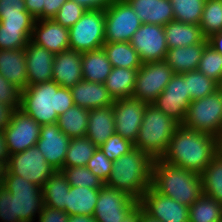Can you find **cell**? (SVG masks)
I'll return each mask as SVG.
<instances>
[{"label": "cell", "instance_id": "obj_60", "mask_svg": "<svg viewBox=\"0 0 222 222\" xmlns=\"http://www.w3.org/2000/svg\"><path fill=\"white\" fill-rule=\"evenodd\" d=\"M7 171V164L0 161V180H4L5 174Z\"/></svg>", "mask_w": 222, "mask_h": 222}, {"label": "cell", "instance_id": "obj_12", "mask_svg": "<svg viewBox=\"0 0 222 222\" xmlns=\"http://www.w3.org/2000/svg\"><path fill=\"white\" fill-rule=\"evenodd\" d=\"M41 125L21 109L13 110L9 124L2 130L9 155L36 146Z\"/></svg>", "mask_w": 222, "mask_h": 222}, {"label": "cell", "instance_id": "obj_34", "mask_svg": "<svg viewBox=\"0 0 222 222\" xmlns=\"http://www.w3.org/2000/svg\"><path fill=\"white\" fill-rule=\"evenodd\" d=\"M222 221V204L204 193L189 207V222Z\"/></svg>", "mask_w": 222, "mask_h": 222}, {"label": "cell", "instance_id": "obj_3", "mask_svg": "<svg viewBox=\"0 0 222 222\" xmlns=\"http://www.w3.org/2000/svg\"><path fill=\"white\" fill-rule=\"evenodd\" d=\"M154 159L146 152L133 148L113 161L107 187L127 193L136 200L151 187Z\"/></svg>", "mask_w": 222, "mask_h": 222}, {"label": "cell", "instance_id": "obj_23", "mask_svg": "<svg viewBox=\"0 0 222 222\" xmlns=\"http://www.w3.org/2000/svg\"><path fill=\"white\" fill-rule=\"evenodd\" d=\"M142 23L164 26L174 20L170 0H126Z\"/></svg>", "mask_w": 222, "mask_h": 222}, {"label": "cell", "instance_id": "obj_26", "mask_svg": "<svg viewBox=\"0 0 222 222\" xmlns=\"http://www.w3.org/2000/svg\"><path fill=\"white\" fill-rule=\"evenodd\" d=\"M207 45L208 40L205 38L196 45L168 49L164 61L170 66L174 74L197 70L202 53Z\"/></svg>", "mask_w": 222, "mask_h": 222}, {"label": "cell", "instance_id": "obj_58", "mask_svg": "<svg viewBox=\"0 0 222 222\" xmlns=\"http://www.w3.org/2000/svg\"><path fill=\"white\" fill-rule=\"evenodd\" d=\"M68 222H96V220L90 215H72L69 216Z\"/></svg>", "mask_w": 222, "mask_h": 222}, {"label": "cell", "instance_id": "obj_27", "mask_svg": "<svg viewBox=\"0 0 222 222\" xmlns=\"http://www.w3.org/2000/svg\"><path fill=\"white\" fill-rule=\"evenodd\" d=\"M163 27L168 49L196 45L205 39L199 25L172 20Z\"/></svg>", "mask_w": 222, "mask_h": 222}, {"label": "cell", "instance_id": "obj_25", "mask_svg": "<svg viewBox=\"0 0 222 222\" xmlns=\"http://www.w3.org/2000/svg\"><path fill=\"white\" fill-rule=\"evenodd\" d=\"M114 133L113 105L89 110L86 137L100 147Z\"/></svg>", "mask_w": 222, "mask_h": 222}, {"label": "cell", "instance_id": "obj_39", "mask_svg": "<svg viewBox=\"0 0 222 222\" xmlns=\"http://www.w3.org/2000/svg\"><path fill=\"white\" fill-rule=\"evenodd\" d=\"M218 86V82L207 77L199 70L187 72V92H189L192 101L217 91Z\"/></svg>", "mask_w": 222, "mask_h": 222}, {"label": "cell", "instance_id": "obj_40", "mask_svg": "<svg viewBox=\"0 0 222 222\" xmlns=\"http://www.w3.org/2000/svg\"><path fill=\"white\" fill-rule=\"evenodd\" d=\"M70 186L100 189L105 183L95 176L86 166L64 167L62 169Z\"/></svg>", "mask_w": 222, "mask_h": 222}, {"label": "cell", "instance_id": "obj_13", "mask_svg": "<svg viewBox=\"0 0 222 222\" xmlns=\"http://www.w3.org/2000/svg\"><path fill=\"white\" fill-rule=\"evenodd\" d=\"M191 102L189 92H187V72H185L174 74L152 104L182 125Z\"/></svg>", "mask_w": 222, "mask_h": 222}, {"label": "cell", "instance_id": "obj_62", "mask_svg": "<svg viewBox=\"0 0 222 222\" xmlns=\"http://www.w3.org/2000/svg\"><path fill=\"white\" fill-rule=\"evenodd\" d=\"M218 89H219V90H220V92L222 93V80L219 82Z\"/></svg>", "mask_w": 222, "mask_h": 222}, {"label": "cell", "instance_id": "obj_11", "mask_svg": "<svg viewBox=\"0 0 222 222\" xmlns=\"http://www.w3.org/2000/svg\"><path fill=\"white\" fill-rule=\"evenodd\" d=\"M7 170L11 174L21 176L41 188L55 171V169L46 162L45 157L37 146L10 155Z\"/></svg>", "mask_w": 222, "mask_h": 222}, {"label": "cell", "instance_id": "obj_59", "mask_svg": "<svg viewBox=\"0 0 222 222\" xmlns=\"http://www.w3.org/2000/svg\"><path fill=\"white\" fill-rule=\"evenodd\" d=\"M141 222H161L160 220L155 219L153 216H151L150 214H148L143 206H142V219Z\"/></svg>", "mask_w": 222, "mask_h": 222}, {"label": "cell", "instance_id": "obj_10", "mask_svg": "<svg viewBox=\"0 0 222 222\" xmlns=\"http://www.w3.org/2000/svg\"><path fill=\"white\" fill-rule=\"evenodd\" d=\"M173 75V70L164 60L143 63L136 76L132 98L152 104Z\"/></svg>", "mask_w": 222, "mask_h": 222}, {"label": "cell", "instance_id": "obj_7", "mask_svg": "<svg viewBox=\"0 0 222 222\" xmlns=\"http://www.w3.org/2000/svg\"><path fill=\"white\" fill-rule=\"evenodd\" d=\"M3 187L14 198L15 215L21 222H33L43 207L42 188L6 171ZM37 214V215H36Z\"/></svg>", "mask_w": 222, "mask_h": 222}, {"label": "cell", "instance_id": "obj_45", "mask_svg": "<svg viewBox=\"0 0 222 222\" xmlns=\"http://www.w3.org/2000/svg\"><path fill=\"white\" fill-rule=\"evenodd\" d=\"M112 164L113 161L109 160L98 147L94 155L89 159L86 167L90 169L95 176L106 183L111 174Z\"/></svg>", "mask_w": 222, "mask_h": 222}, {"label": "cell", "instance_id": "obj_43", "mask_svg": "<svg viewBox=\"0 0 222 222\" xmlns=\"http://www.w3.org/2000/svg\"><path fill=\"white\" fill-rule=\"evenodd\" d=\"M109 160L115 161L134 148V144L117 133L110 136L99 147Z\"/></svg>", "mask_w": 222, "mask_h": 222}, {"label": "cell", "instance_id": "obj_29", "mask_svg": "<svg viewBox=\"0 0 222 222\" xmlns=\"http://www.w3.org/2000/svg\"><path fill=\"white\" fill-rule=\"evenodd\" d=\"M70 184L62 170H55L42 186L43 204L66 213V199Z\"/></svg>", "mask_w": 222, "mask_h": 222}, {"label": "cell", "instance_id": "obj_61", "mask_svg": "<svg viewBox=\"0 0 222 222\" xmlns=\"http://www.w3.org/2000/svg\"><path fill=\"white\" fill-rule=\"evenodd\" d=\"M217 152L222 157V132L217 137Z\"/></svg>", "mask_w": 222, "mask_h": 222}, {"label": "cell", "instance_id": "obj_21", "mask_svg": "<svg viewBox=\"0 0 222 222\" xmlns=\"http://www.w3.org/2000/svg\"><path fill=\"white\" fill-rule=\"evenodd\" d=\"M52 80L58 85L69 89L82 81L81 53L69 49L55 54Z\"/></svg>", "mask_w": 222, "mask_h": 222}, {"label": "cell", "instance_id": "obj_2", "mask_svg": "<svg viewBox=\"0 0 222 222\" xmlns=\"http://www.w3.org/2000/svg\"><path fill=\"white\" fill-rule=\"evenodd\" d=\"M74 105L70 89L51 80L22 90L19 109L42 126L56 123L58 116Z\"/></svg>", "mask_w": 222, "mask_h": 222}, {"label": "cell", "instance_id": "obj_4", "mask_svg": "<svg viewBox=\"0 0 222 222\" xmlns=\"http://www.w3.org/2000/svg\"><path fill=\"white\" fill-rule=\"evenodd\" d=\"M151 187L163 196L190 207L203 194L201 174L155 159Z\"/></svg>", "mask_w": 222, "mask_h": 222}, {"label": "cell", "instance_id": "obj_28", "mask_svg": "<svg viewBox=\"0 0 222 222\" xmlns=\"http://www.w3.org/2000/svg\"><path fill=\"white\" fill-rule=\"evenodd\" d=\"M82 77L87 82L104 83L111 73L112 65L103 49L81 53Z\"/></svg>", "mask_w": 222, "mask_h": 222}, {"label": "cell", "instance_id": "obj_44", "mask_svg": "<svg viewBox=\"0 0 222 222\" xmlns=\"http://www.w3.org/2000/svg\"><path fill=\"white\" fill-rule=\"evenodd\" d=\"M87 10L73 0H67L59 9L53 20L63 27L70 28Z\"/></svg>", "mask_w": 222, "mask_h": 222}, {"label": "cell", "instance_id": "obj_35", "mask_svg": "<svg viewBox=\"0 0 222 222\" xmlns=\"http://www.w3.org/2000/svg\"><path fill=\"white\" fill-rule=\"evenodd\" d=\"M203 193L222 204V157L217 154L201 173Z\"/></svg>", "mask_w": 222, "mask_h": 222}, {"label": "cell", "instance_id": "obj_31", "mask_svg": "<svg viewBox=\"0 0 222 222\" xmlns=\"http://www.w3.org/2000/svg\"><path fill=\"white\" fill-rule=\"evenodd\" d=\"M98 196L99 189H91L84 186H70L66 199V213L69 216H93Z\"/></svg>", "mask_w": 222, "mask_h": 222}, {"label": "cell", "instance_id": "obj_17", "mask_svg": "<svg viewBox=\"0 0 222 222\" xmlns=\"http://www.w3.org/2000/svg\"><path fill=\"white\" fill-rule=\"evenodd\" d=\"M139 203L144 210L161 222H189V207L163 196L150 187Z\"/></svg>", "mask_w": 222, "mask_h": 222}, {"label": "cell", "instance_id": "obj_14", "mask_svg": "<svg viewBox=\"0 0 222 222\" xmlns=\"http://www.w3.org/2000/svg\"><path fill=\"white\" fill-rule=\"evenodd\" d=\"M143 63L163 61L168 51L164 27L142 23L131 41Z\"/></svg>", "mask_w": 222, "mask_h": 222}, {"label": "cell", "instance_id": "obj_9", "mask_svg": "<svg viewBox=\"0 0 222 222\" xmlns=\"http://www.w3.org/2000/svg\"><path fill=\"white\" fill-rule=\"evenodd\" d=\"M104 14L105 42H130L142 24L126 0H114Z\"/></svg>", "mask_w": 222, "mask_h": 222}, {"label": "cell", "instance_id": "obj_51", "mask_svg": "<svg viewBox=\"0 0 222 222\" xmlns=\"http://www.w3.org/2000/svg\"><path fill=\"white\" fill-rule=\"evenodd\" d=\"M67 0H45L43 5V20L53 19Z\"/></svg>", "mask_w": 222, "mask_h": 222}, {"label": "cell", "instance_id": "obj_38", "mask_svg": "<svg viewBox=\"0 0 222 222\" xmlns=\"http://www.w3.org/2000/svg\"><path fill=\"white\" fill-rule=\"evenodd\" d=\"M170 2L174 20L186 24H200L205 0H170Z\"/></svg>", "mask_w": 222, "mask_h": 222}, {"label": "cell", "instance_id": "obj_56", "mask_svg": "<svg viewBox=\"0 0 222 222\" xmlns=\"http://www.w3.org/2000/svg\"><path fill=\"white\" fill-rule=\"evenodd\" d=\"M207 40L208 45L222 54V32L211 35L209 38H207Z\"/></svg>", "mask_w": 222, "mask_h": 222}, {"label": "cell", "instance_id": "obj_18", "mask_svg": "<svg viewBox=\"0 0 222 222\" xmlns=\"http://www.w3.org/2000/svg\"><path fill=\"white\" fill-rule=\"evenodd\" d=\"M70 141L71 138L62 133L56 122L41 126L36 146L50 166L55 170H62Z\"/></svg>", "mask_w": 222, "mask_h": 222}, {"label": "cell", "instance_id": "obj_63", "mask_svg": "<svg viewBox=\"0 0 222 222\" xmlns=\"http://www.w3.org/2000/svg\"><path fill=\"white\" fill-rule=\"evenodd\" d=\"M3 187V180H0V190Z\"/></svg>", "mask_w": 222, "mask_h": 222}, {"label": "cell", "instance_id": "obj_41", "mask_svg": "<svg viewBox=\"0 0 222 222\" xmlns=\"http://www.w3.org/2000/svg\"><path fill=\"white\" fill-rule=\"evenodd\" d=\"M33 29H12L0 25V50L24 49L31 39Z\"/></svg>", "mask_w": 222, "mask_h": 222}, {"label": "cell", "instance_id": "obj_30", "mask_svg": "<svg viewBox=\"0 0 222 222\" xmlns=\"http://www.w3.org/2000/svg\"><path fill=\"white\" fill-rule=\"evenodd\" d=\"M138 70L139 68L112 67L104 85L113 100L132 98Z\"/></svg>", "mask_w": 222, "mask_h": 222}, {"label": "cell", "instance_id": "obj_53", "mask_svg": "<svg viewBox=\"0 0 222 222\" xmlns=\"http://www.w3.org/2000/svg\"><path fill=\"white\" fill-rule=\"evenodd\" d=\"M86 10H105L114 0H73Z\"/></svg>", "mask_w": 222, "mask_h": 222}, {"label": "cell", "instance_id": "obj_8", "mask_svg": "<svg viewBox=\"0 0 222 222\" xmlns=\"http://www.w3.org/2000/svg\"><path fill=\"white\" fill-rule=\"evenodd\" d=\"M105 44L104 10H87L69 28V47L76 52H87L102 48Z\"/></svg>", "mask_w": 222, "mask_h": 222}, {"label": "cell", "instance_id": "obj_50", "mask_svg": "<svg viewBox=\"0 0 222 222\" xmlns=\"http://www.w3.org/2000/svg\"><path fill=\"white\" fill-rule=\"evenodd\" d=\"M69 215L63 210L54 209L43 205L38 222H68Z\"/></svg>", "mask_w": 222, "mask_h": 222}, {"label": "cell", "instance_id": "obj_16", "mask_svg": "<svg viewBox=\"0 0 222 222\" xmlns=\"http://www.w3.org/2000/svg\"><path fill=\"white\" fill-rule=\"evenodd\" d=\"M146 105L147 103L133 98L114 100L115 133L134 144L143 122Z\"/></svg>", "mask_w": 222, "mask_h": 222}, {"label": "cell", "instance_id": "obj_22", "mask_svg": "<svg viewBox=\"0 0 222 222\" xmlns=\"http://www.w3.org/2000/svg\"><path fill=\"white\" fill-rule=\"evenodd\" d=\"M70 91L74 104L89 110L107 107L113 105L114 102L104 83L82 80L75 84Z\"/></svg>", "mask_w": 222, "mask_h": 222}, {"label": "cell", "instance_id": "obj_49", "mask_svg": "<svg viewBox=\"0 0 222 222\" xmlns=\"http://www.w3.org/2000/svg\"><path fill=\"white\" fill-rule=\"evenodd\" d=\"M36 19L32 15L0 17V25L12 29H33Z\"/></svg>", "mask_w": 222, "mask_h": 222}, {"label": "cell", "instance_id": "obj_33", "mask_svg": "<svg viewBox=\"0 0 222 222\" xmlns=\"http://www.w3.org/2000/svg\"><path fill=\"white\" fill-rule=\"evenodd\" d=\"M102 47L112 67L140 68L143 64L130 42H105Z\"/></svg>", "mask_w": 222, "mask_h": 222}, {"label": "cell", "instance_id": "obj_6", "mask_svg": "<svg viewBox=\"0 0 222 222\" xmlns=\"http://www.w3.org/2000/svg\"><path fill=\"white\" fill-rule=\"evenodd\" d=\"M182 126L218 137L222 132V93L220 90L193 100L188 107Z\"/></svg>", "mask_w": 222, "mask_h": 222}, {"label": "cell", "instance_id": "obj_52", "mask_svg": "<svg viewBox=\"0 0 222 222\" xmlns=\"http://www.w3.org/2000/svg\"><path fill=\"white\" fill-rule=\"evenodd\" d=\"M26 10L36 20H43V5L45 0H24Z\"/></svg>", "mask_w": 222, "mask_h": 222}, {"label": "cell", "instance_id": "obj_15", "mask_svg": "<svg viewBox=\"0 0 222 222\" xmlns=\"http://www.w3.org/2000/svg\"><path fill=\"white\" fill-rule=\"evenodd\" d=\"M138 202L127 193L104 185L99 189L93 216L96 222H122Z\"/></svg>", "mask_w": 222, "mask_h": 222}, {"label": "cell", "instance_id": "obj_57", "mask_svg": "<svg viewBox=\"0 0 222 222\" xmlns=\"http://www.w3.org/2000/svg\"><path fill=\"white\" fill-rule=\"evenodd\" d=\"M9 153L7 150L5 136L2 130H0V161L8 163Z\"/></svg>", "mask_w": 222, "mask_h": 222}, {"label": "cell", "instance_id": "obj_48", "mask_svg": "<svg viewBox=\"0 0 222 222\" xmlns=\"http://www.w3.org/2000/svg\"><path fill=\"white\" fill-rule=\"evenodd\" d=\"M31 15L27 12L24 0H0V17Z\"/></svg>", "mask_w": 222, "mask_h": 222}, {"label": "cell", "instance_id": "obj_55", "mask_svg": "<svg viewBox=\"0 0 222 222\" xmlns=\"http://www.w3.org/2000/svg\"><path fill=\"white\" fill-rule=\"evenodd\" d=\"M12 112L11 107L0 104V130H3L9 124Z\"/></svg>", "mask_w": 222, "mask_h": 222}, {"label": "cell", "instance_id": "obj_24", "mask_svg": "<svg viewBox=\"0 0 222 222\" xmlns=\"http://www.w3.org/2000/svg\"><path fill=\"white\" fill-rule=\"evenodd\" d=\"M0 74L24 90L28 86L25 49L0 50Z\"/></svg>", "mask_w": 222, "mask_h": 222}, {"label": "cell", "instance_id": "obj_36", "mask_svg": "<svg viewBox=\"0 0 222 222\" xmlns=\"http://www.w3.org/2000/svg\"><path fill=\"white\" fill-rule=\"evenodd\" d=\"M98 147L88 138H71L64 160V167L86 166Z\"/></svg>", "mask_w": 222, "mask_h": 222}, {"label": "cell", "instance_id": "obj_47", "mask_svg": "<svg viewBox=\"0 0 222 222\" xmlns=\"http://www.w3.org/2000/svg\"><path fill=\"white\" fill-rule=\"evenodd\" d=\"M0 221L21 222L15 215L14 198H12L10 191L4 187L0 190Z\"/></svg>", "mask_w": 222, "mask_h": 222}, {"label": "cell", "instance_id": "obj_46", "mask_svg": "<svg viewBox=\"0 0 222 222\" xmlns=\"http://www.w3.org/2000/svg\"><path fill=\"white\" fill-rule=\"evenodd\" d=\"M20 98L21 90L0 74V104L17 110L20 108Z\"/></svg>", "mask_w": 222, "mask_h": 222}, {"label": "cell", "instance_id": "obj_54", "mask_svg": "<svg viewBox=\"0 0 222 222\" xmlns=\"http://www.w3.org/2000/svg\"><path fill=\"white\" fill-rule=\"evenodd\" d=\"M142 205L138 202L125 216L122 222H141Z\"/></svg>", "mask_w": 222, "mask_h": 222}, {"label": "cell", "instance_id": "obj_20", "mask_svg": "<svg viewBox=\"0 0 222 222\" xmlns=\"http://www.w3.org/2000/svg\"><path fill=\"white\" fill-rule=\"evenodd\" d=\"M24 49L28 85L51 81L55 54L31 41Z\"/></svg>", "mask_w": 222, "mask_h": 222}, {"label": "cell", "instance_id": "obj_19", "mask_svg": "<svg viewBox=\"0 0 222 222\" xmlns=\"http://www.w3.org/2000/svg\"><path fill=\"white\" fill-rule=\"evenodd\" d=\"M30 41L48 51L58 54L69 50V29L53 19L36 20Z\"/></svg>", "mask_w": 222, "mask_h": 222}, {"label": "cell", "instance_id": "obj_1", "mask_svg": "<svg viewBox=\"0 0 222 222\" xmlns=\"http://www.w3.org/2000/svg\"><path fill=\"white\" fill-rule=\"evenodd\" d=\"M217 154V137L180 125L161 160L201 174Z\"/></svg>", "mask_w": 222, "mask_h": 222}, {"label": "cell", "instance_id": "obj_5", "mask_svg": "<svg viewBox=\"0 0 222 222\" xmlns=\"http://www.w3.org/2000/svg\"><path fill=\"white\" fill-rule=\"evenodd\" d=\"M179 126L178 122L153 104H147L134 147L146 152L154 160L161 159Z\"/></svg>", "mask_w": 222, "mask_h": 222}, {"label": "cell", "instance_id": "obj_42", "mask_svg": "<svg viewBox=\"0 0 222 222\" xmlns=\"http://www.w3.org/2000/svg\"><path fill=\"white\" fill-rule=\"evenodd\" d=\"M197 70L219 83L222 80V54L207 45Z\"/></svg>", "mask_w": 222, "mask_h": 222}, {"label": "cell", "instance_id": "obj_32", "mask_svg": "<svg viewBox=\"0 0 222 222\" xmlns=\"http://www.w3.org/2000/svg\"><path fill=\"white\" fill-rule=\"evenodd\" d=\"M89 109L72 106L58 116L57 124L67 137H85L88 125Z\"/></svg>", "mask_w": 222, "mask_h": 222}, {"label": "cell", "instance_id": "obj_37", "mask_svg": "<svg viewBox=\"0 0 222 222\" xmlns=\"http://www.w3.org/2000/svg\"><path fill=\"white\" fill-rule=\"evenodd\" d=\"M199 26L206 39L222 32V0H205Z\"/></svg>", "mask_w": 222, "mask_h": 222}]
</instances>
